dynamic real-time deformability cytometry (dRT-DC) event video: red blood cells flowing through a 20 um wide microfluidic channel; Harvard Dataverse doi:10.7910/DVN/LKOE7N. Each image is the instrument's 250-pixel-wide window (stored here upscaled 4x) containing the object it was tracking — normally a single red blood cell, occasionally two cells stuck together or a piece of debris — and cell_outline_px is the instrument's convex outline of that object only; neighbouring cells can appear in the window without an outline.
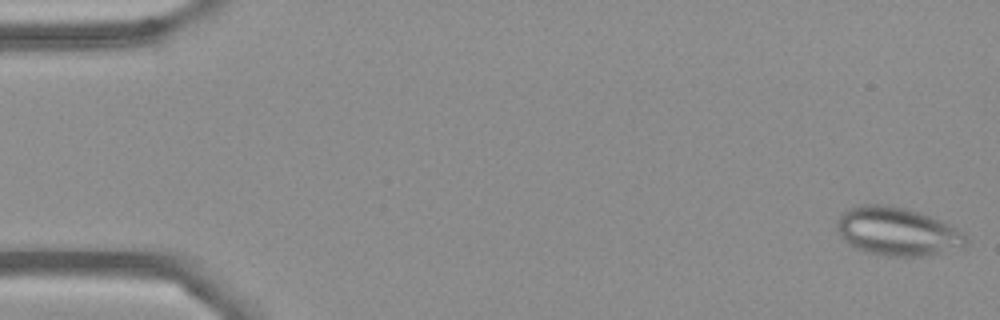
{"species": "Egyptian fruit bat (a non-hibernating species)", "species_latin": "Rousettus aegyptiacus", "temperature_condition": "cold", "stored_images_in_passage": 55, "camera_frame_rate_fps": 3000, "um_per_image_px": 0.085, "frame": {"image": 1, "passage_image": 1, "time_ms": 0.0, "image_size_px": [1000, 320], "cell_outline_px": [[968, 244], [964, 248], [924, 256], [888, 256], [864, 252], [856, 248], [836, 228], [836, 220], [848, 208], [860, 204], [880, 204], [904, 208], [920, 212], [940, 220], [964, 232], [968, 240]], "centroid_in_image_um": [76.32, 19.68], "position_along_channel_um": 8.7, "area_um2": 36.3}}
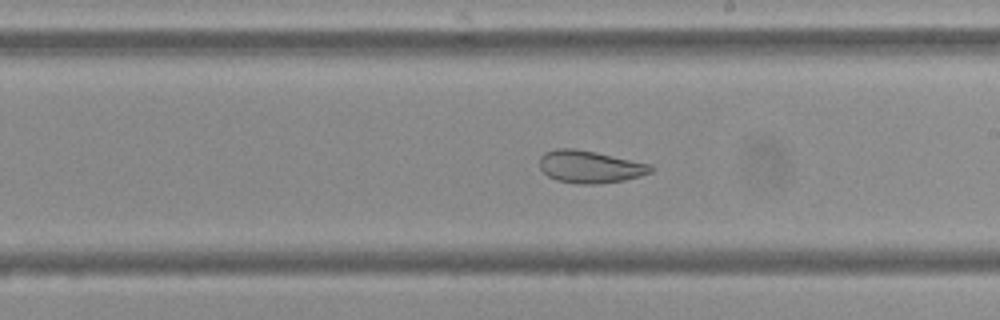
{"frame": {"image": 2, "passage_image": 31, "time_ms": 10.0, "image_size_px": [1000, 320], "cell_outline_px": [[656, 168], [652, 172], [640, 176], [624, 180], [596, 184], [580, 184], [556, 180], [548, 176], [540, 168], [540, 156], [544, 152], [556, 148], [572, 148], [596, 152], [652, 164]], "centroid_in_image_um": [50.17, 14.17], "position_along_channel_um": 238.8, "area_um2": 21.15}}
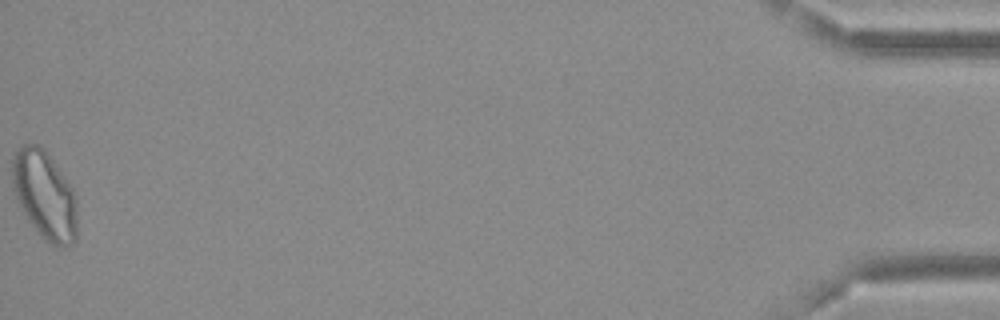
{"frame": {"image": 3, "passage_image": 55, "time_ms": 18.0, "image_size_px": [1000, 320], "cell_outline_px": [[76, 240], [72, 244], [64, 248], [56, 248], [44, 240], [40, 236], [28, 220], [12, 188], [12, 160], [16, 152], [24, 144], [40, 144], [44, 148], [72, 188], [76, 200]], "centroid_in_image_um": [3.8, 16.62], "position_along_channel_um": 431.4, "area_um2": 33.41}, "authors_computed_cell_mechanics": {"area_um2": 27.8018, "velocity_mm_per_s": 3.6549, "shape_relaxation_time_tau1_ms": null, "shape_relaxation_time_tau2_ms": 1.092, "deformation_change_tau1": null, "deformation_change_tau2": 0.0752}}